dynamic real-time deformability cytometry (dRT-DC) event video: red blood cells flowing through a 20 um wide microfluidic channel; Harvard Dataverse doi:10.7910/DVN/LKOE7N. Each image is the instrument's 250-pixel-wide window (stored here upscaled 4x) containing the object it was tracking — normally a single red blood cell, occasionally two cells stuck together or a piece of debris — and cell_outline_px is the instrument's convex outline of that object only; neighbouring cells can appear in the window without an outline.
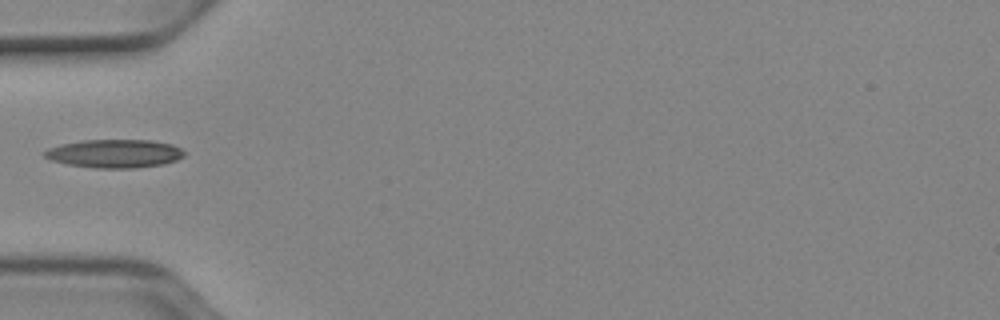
{"species": "Egyptian fruit bat (a non-hibernating species)", "species_latin": "Rousettus aegyptiacus", "temperature_condition": "cold", "stored_images_in_passage": 33, "camera_frame_rate_fps": 3000, "um_per_image_px": 0.085, "animal": {"sex": "female"}, "frame": {"image": 1, "passage_image": 1, "time_ms": 0.0, "image_size_px": [1000, 320], "cell_outline_px": [[184, 156], [176, 160], [164, 164], [136, 168], [92, 168], [68, 164], [52, 160], [44, 156], [44, 152], [48, 148], [64, 144], [84, 140], [152, 140], [172, 144], [180, 148], [184, 152]], "centroid_in_image_um": [9.77, 13.06], "position_along_channel_um": 75.2, "area_um2": 23.0}}
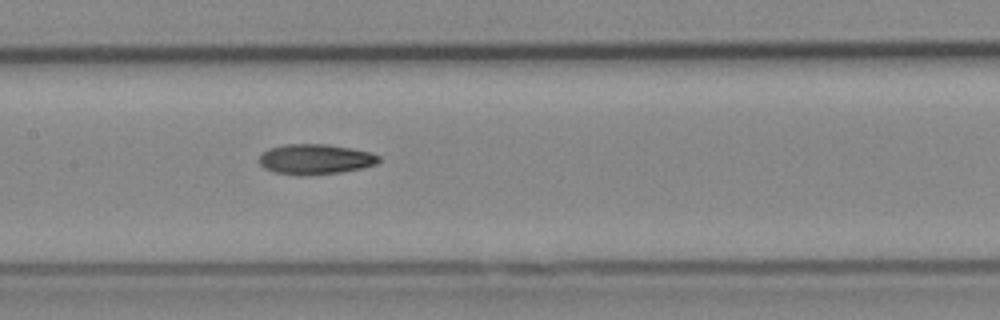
{"frame": {"image": 2, "passage_image": 9, "time_ms": 2.667, "image_size_px": [1000, 320], "cell_outline_px": [[380, 160], [376, 164], [364, 168], [340, 172], [308, 176], [296, 176], [272, 172], [264, 168], [260, 164], [260, 156], [268, 148], [284, 144], [328, 144], [372, 152], [380, 156]], "centroid_in_image_um": [26.8, 13.54], "position_along_channel_um": 180.6, "area_um2": 21.44}}
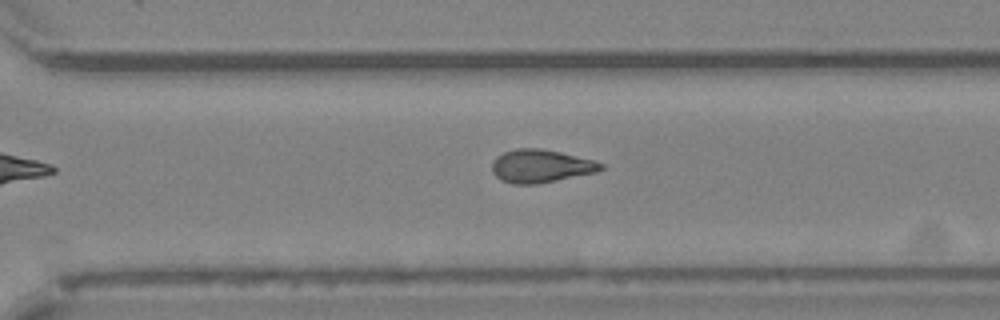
{"frame": {"image": 3, "passage_image": 20, "time_ms": 6.333, "image_size_px": [1000, 320], "cell_outline_px": [[604, 168], [596, 172], [536, 184], [512, 184], [500, 180], [492, 172], [492, 164], [496, 156], [504, 152], [516, 148], [540, 148], [560, 152], [592, 160], [604, 164]], "centroid_in_image_um": [45.93, 14.11], "position_along_channel_um": 324.7, "area_um2": 20.87}}